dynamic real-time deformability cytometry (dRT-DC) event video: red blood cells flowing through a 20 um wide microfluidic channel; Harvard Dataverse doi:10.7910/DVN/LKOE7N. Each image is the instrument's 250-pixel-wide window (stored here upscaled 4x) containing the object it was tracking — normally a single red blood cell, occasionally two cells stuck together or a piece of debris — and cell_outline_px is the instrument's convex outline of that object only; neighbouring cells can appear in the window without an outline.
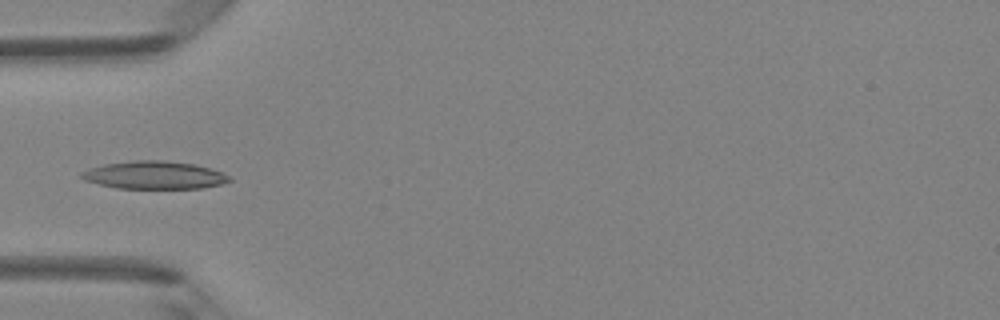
{"species": "Egyptian fruit bat (a non-hibernating species)", "species_latin": "Rousettus aegyptiacus", "temperature_condition": "room temperature", "stored_images_in_passage": 5, "camera_frame_rate_fps": 3000, "um_per_image_px": 0.085, "animal": {"sex": "female"}, "frame": {"image": 1, "passage_image": 5, "time_ms": 1.333, "image_size_px": [1000, 320], "cell_outline_px": [[232, 180], [220, 184], [204, 188], [116, 188], [84, 180], [80, 176], [80, 172], [104, 164], [132, 160], [164, 160], [196, 164], [220, 172], [228, 176]], "centroid_in_image_um": [13.1, 14.88], "position_along_channel_um": 71.9, "area_um2": 23.81}}